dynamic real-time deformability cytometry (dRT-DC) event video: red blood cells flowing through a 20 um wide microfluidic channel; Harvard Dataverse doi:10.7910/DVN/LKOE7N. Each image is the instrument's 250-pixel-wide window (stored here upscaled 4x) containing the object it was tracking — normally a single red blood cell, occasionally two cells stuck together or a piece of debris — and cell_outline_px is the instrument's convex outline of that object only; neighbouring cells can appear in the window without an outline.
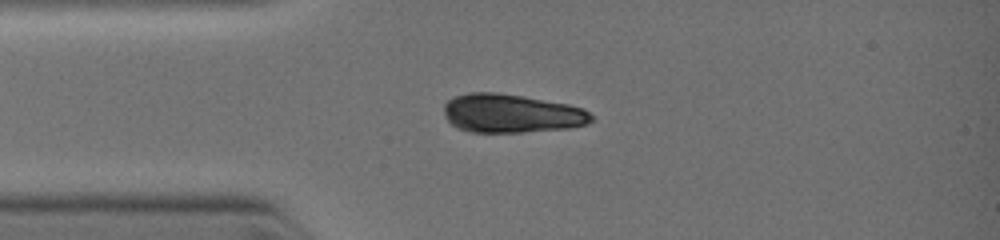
{"species": "common noctule bat (a hibernating species)", "species_latin": "Nyctalus noctula", "temperature_condition": "warm", "stored_images_in_passage": 9, "camera_frame_rate_fps": 3000, "um_per_image_px": 0.085, "animal": {"sex": "female", "body_mass_g": 19.0, "forearm_length_mm": 51.5}, "frame": {"image": 1, "passage_image": 6, "time_ms": 2.0, "image_size_px": [1000, 240], "cell_outline_px": [[596, 120], [588, 124], [568, 128], [520, 132], [472, 132], [460, 128], [452, 124], [444, 116], [444, 104], [452, 96], [468, 92], [496, 92], [524, 96], [568, 104], [584, 108]], "centroid_in_image_um": [43.48, 9.63], "position_along_channel_um": 41.5, "area_um2": 33.41}}